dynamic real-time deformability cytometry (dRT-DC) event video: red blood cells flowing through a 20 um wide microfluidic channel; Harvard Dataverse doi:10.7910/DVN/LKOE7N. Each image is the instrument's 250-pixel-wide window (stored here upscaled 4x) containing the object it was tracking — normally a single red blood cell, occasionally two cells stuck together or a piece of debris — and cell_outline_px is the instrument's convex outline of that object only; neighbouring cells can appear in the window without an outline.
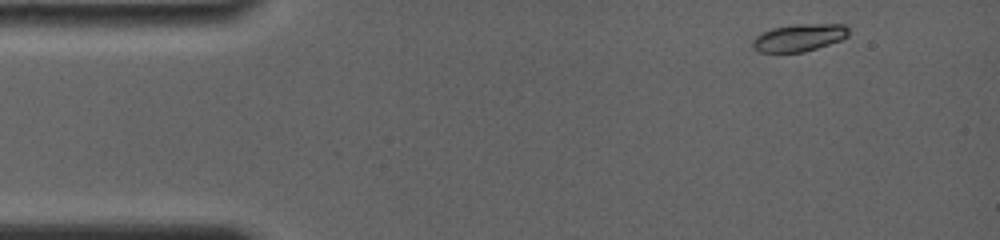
{"species": "common noctule bat (a hibernating species)", "species_latin": "Nyctalus noctula", "temperature_condition": "room temperature", "stored_images_in_passage": 7, "camera_frame_rate_fps": 4000, "um_per_image_px": 0.085, "animal": {"sex": "female", "body_mass_g": 19.0, "forearm_length_mm": 56.7}, "frame": {"image": 1, "passage_image": 1, "time_ms": 0.0, "image_size_px": [1000, 240], "cell_outline_px": [[848, 36], [840, 40], [804, 52], [760, 52], [752, 48], [752, 40], [760, 32], [772, 28], [796, 24], [844, 24], [848, 28]], "centroid_in_image_um": [67.88, 3.19], "position_along_channel_um": 17.1, "area_um2": 15.32}}
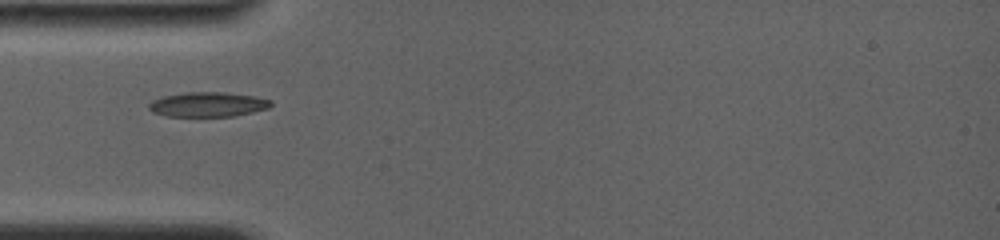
{"frame": {"image": 2, "passage_image": 5, "time_ms": 3.5, "image_size_px": [1000, 240], "cell_outline_px": [[272, 104], [268, 108], [252, 112], [232, 116], [168, 116], [152, 112], [148, 108], [148, 104], [152, 100], [160, 96], [184, 92], [224, 92], [256, 96], [272, 100]], "centroid_in_image_um": [17.64, 8.86], "position_along_channel_um": 67.4, "area_um2": 17.69}}
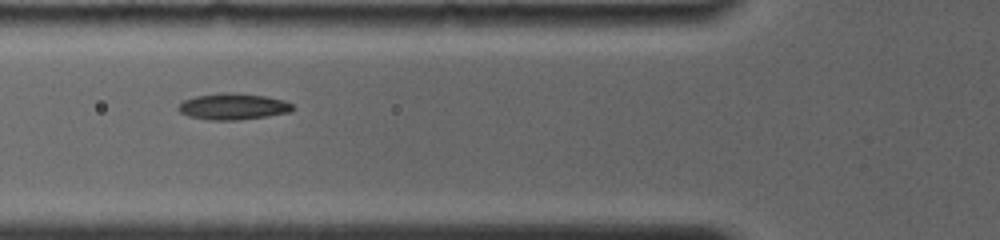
{"frame": {"image": 3, "passage_image": 6, "time_ms": 4.5, "image_size_px": [1000, 240], "cell_outline_px": [[296, 108], [292, 112], [268, 116], [236, 120], [212, 120], [188, 116], [180, 112], [176, 108], [184, 100], [196, 96], [224, 92], [232, 92], [264, 96], [284, 100], [292, 104]], "centroid_in_image_um": [19.84, 9.05], "position_along_channel_um": 106.0, "area_um2": 17.57}}